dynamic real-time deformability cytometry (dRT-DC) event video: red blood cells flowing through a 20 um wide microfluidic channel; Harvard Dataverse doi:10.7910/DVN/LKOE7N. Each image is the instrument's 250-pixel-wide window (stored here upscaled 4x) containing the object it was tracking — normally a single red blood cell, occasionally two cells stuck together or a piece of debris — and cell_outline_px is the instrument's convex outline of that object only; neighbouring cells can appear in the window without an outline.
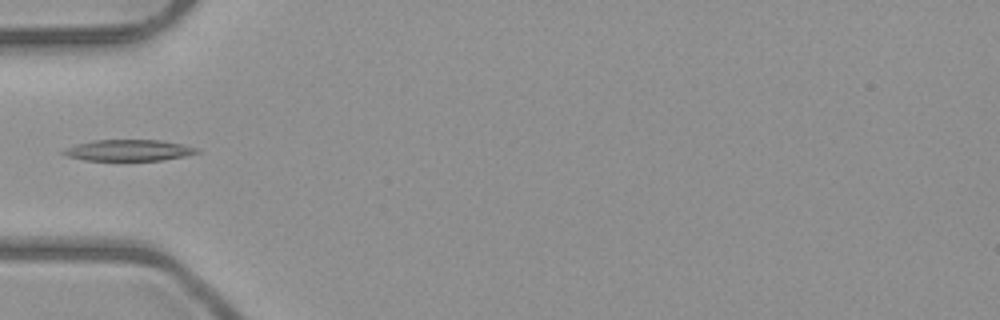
{"species": "common noctule bat (a hibernating species)", "species_latin": "Nyctalus noctula", "temperature_condition": "room temperature", "stored_images_in_passage": 6, "camera_frame_rate_fps": 3000, "um_per_image_px": 0.085, "animal": {"sex": "male", "body_mass_g": 23.1, "forearm_length_mm": 52.7}, "frame": {"image": 1, "passage_image": 5, "time_ms": 4.667, "image_size_px": [1000, 320], "cell_outline_px": [[200, 152], [184, 156], [160, 160], [84, 160], [68, 156], [60, 152], [76, 144], [92, 140], [160, 140], [180, 144], [196, 148]], "centroid_in_image_um": [10.91, 12.77], "position_along_channel_um": 74.1, "area_um2": 16.18}}
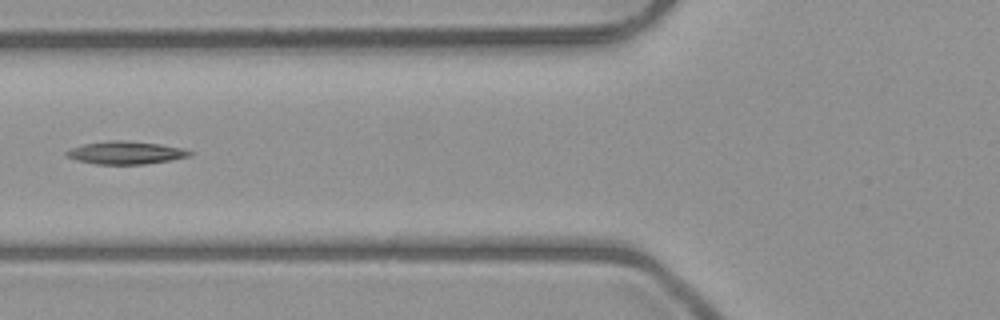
{"frame": {"image": 2, "passage_image": 6, "time_ms": 5.667, "image_size_px": [1000, 320], "cell_outline_px": [[196, 152], [188, 156], [172, 160], [144, 164], [96, 164], [76, 160], [68, 156], [64, 152], [72, 148], [84, 144], [108, 140], [124, 140], [160, 144], [184, 148]], "centroid_in_image_um": [10.73, 12.97], "position_along_channel_um": 115.1, "area_um2": 16.42}}